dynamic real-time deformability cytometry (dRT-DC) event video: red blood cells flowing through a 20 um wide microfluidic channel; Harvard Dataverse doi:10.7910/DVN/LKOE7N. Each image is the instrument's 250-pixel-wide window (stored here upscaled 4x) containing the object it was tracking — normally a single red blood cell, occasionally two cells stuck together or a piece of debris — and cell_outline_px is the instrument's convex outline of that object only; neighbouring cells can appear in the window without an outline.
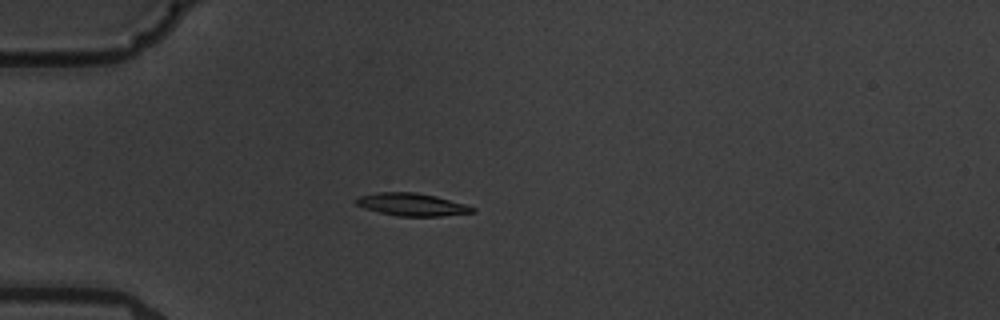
{"species": "common noctule bat (a hibernating species)", "species_latin": "Nyctalus noctula", "temperature_condition": "warm", "stored_images_in_passage": 3, "camera_frame_rate_fps": 3000, "um_per_image_px": 0.085, "animal": {"sex": "male", "body_mass_g": 19.5, "forearm_length_mm": 54.6}, "frame": {"image": 1, "passage_image": 3, "time_ms": 2.333, "image_size_px": [1000, 320], "cell_outline_px": [[476, 212], [440, 216], [400, 216], [380, 212], [364, 208], [356, 204], [356, 200], [360, 196], [376, 192], [416, 192], [436, 196], [464, 204], [476, 208]], "centroid_in_image_um": [35.03, 17.38], "position_along_channel_um": 50.0, "area_um2": 15.2}}